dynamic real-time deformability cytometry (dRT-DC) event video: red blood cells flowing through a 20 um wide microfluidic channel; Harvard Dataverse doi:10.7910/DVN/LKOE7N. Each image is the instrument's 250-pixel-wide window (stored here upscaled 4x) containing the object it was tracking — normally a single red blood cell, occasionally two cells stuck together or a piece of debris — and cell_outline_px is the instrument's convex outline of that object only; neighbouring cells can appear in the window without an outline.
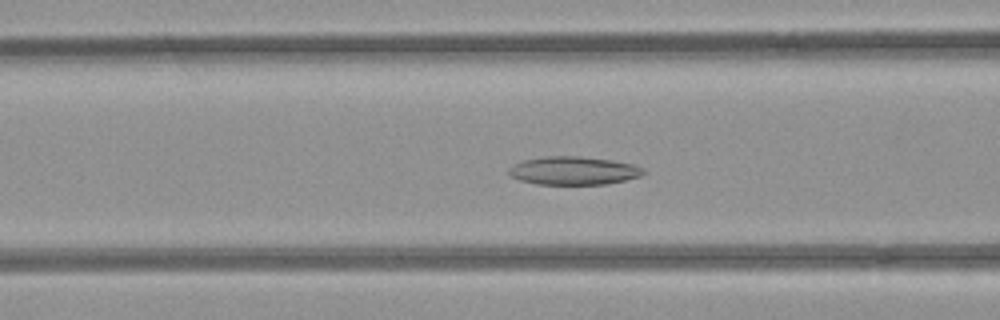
{"species": "common noctule bat (a hibernating species)", "species_latin": "Nyctalus noctula", "temperature_condition": "room temperature", "stored_images_in_passage": 41, "camera_frame_rate_fps": 3000, "um_per_image_px": 0.085, "animal": {"sex": "female", "body_mass_g": 21.9}, "frame": {"image": 1, "passage_image": 8, "time_ms": 2.333, "image_size_px": [1000, 320], "cell_outline_px": [[644, 172], [640, 176], [608, 184], [536, 184], [520, 180], [512, 176], [508, 172], [508, 168], [524, 160], [544, 156], [580, 156], [612, 160], [632, 164], [644, 168]], "centroid_in_image_um": [48.75, 14.5], "position_along_channel_um": 117.8, "area_um2": 22.02}}
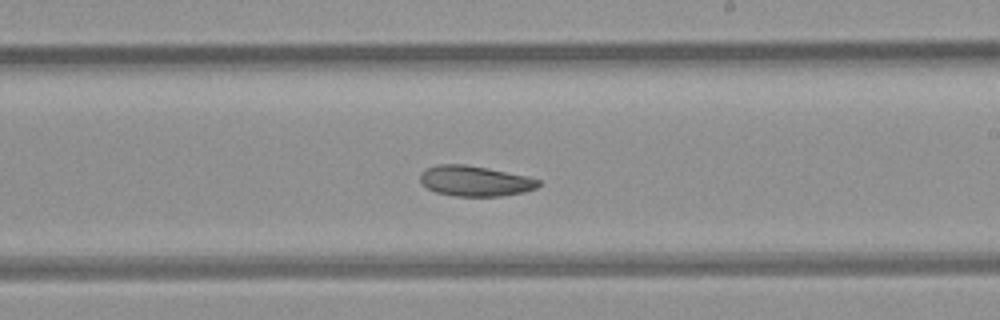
{"frame": {"image": 2, "passage_image": 18, "time_ms": 5.667, "image_size_px": [1000, 320], "cell_outline_px": [[540, 184], [536, 188], [524, 192], [500, 196], [456, 196], [436, 192], [428, 188], [420, 180], [420, 172], [436, 164], [464, 164], [488, 168], [528, 176], [540, 180]], "centroid_in_image_um": [40.39, 15.38], "position_along_channel_um": 248.6, "area_um2": 20.92}}
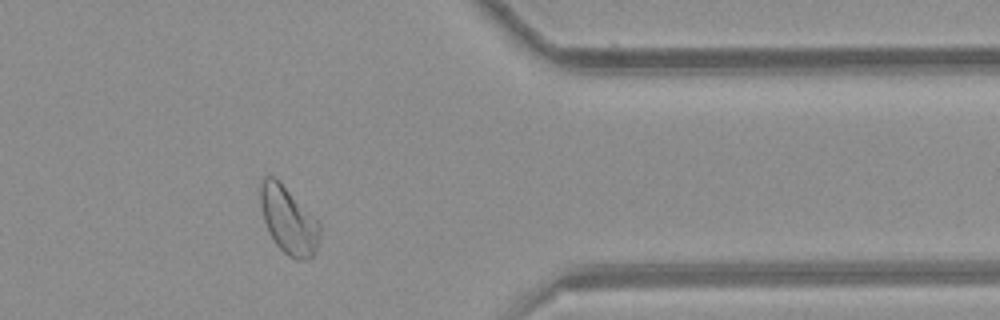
{"frame": {"image": 3, "passage_image": 30, "time_ms": 9.667, "image_size_px": [1000, 320], "cell_outline_px": [[320, 240], [312, 256], [300, 260], [296, 260], [288, 256], [276, 244], [268, 232], [264, 220], [260, 204], [260, 180], [264, 176], [276, 176], [280, 180], [320, 224]], "centroid_in_image_um": [24.49, 18.69], "position_along_channel_um": 386.9, "area_um2": 23.29}}